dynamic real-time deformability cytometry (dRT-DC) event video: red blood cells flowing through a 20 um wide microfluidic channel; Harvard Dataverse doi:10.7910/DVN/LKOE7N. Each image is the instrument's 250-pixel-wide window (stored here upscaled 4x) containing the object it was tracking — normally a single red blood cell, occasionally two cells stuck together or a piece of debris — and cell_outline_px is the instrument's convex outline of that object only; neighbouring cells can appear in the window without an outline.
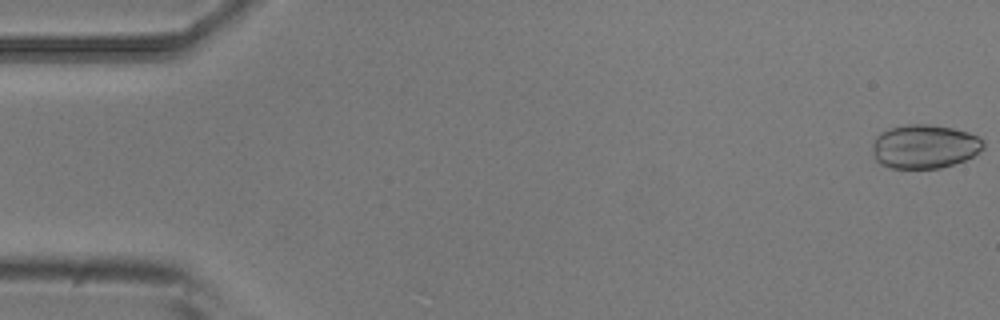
{"species": "common noctule bat (a hibernating species)", "species_latin": "Nyctalus noctula", "temperature_condition": "room temperature", "stored_images_in_passage": 6, "camera_frame_rate_fps": 3000, "um_per_image_px": 0.085, "animal": {"sex": "male", "body_mass_g": 20.5, "forearm_length_mm": 52.5}, "frame": {"image": 1, "passage_image": 1, "time_ms": 0.0, "image_size_px": [1000, 320], "cell_outline_px": [[984, 148], [972, 156], [964, 160], [940, 168], [892, 168], [880, 164], [876, 160], [872, 152], [872, 144], [876, 136], [880, 132], [888, 128], [908, 124], [928, 124], [952, 128], [968, 132], [984, 140]], "centroid_in_image_um": [78.55, 12.44], "position_along_channel_um": 6.4, "area_um2": 28.44}}